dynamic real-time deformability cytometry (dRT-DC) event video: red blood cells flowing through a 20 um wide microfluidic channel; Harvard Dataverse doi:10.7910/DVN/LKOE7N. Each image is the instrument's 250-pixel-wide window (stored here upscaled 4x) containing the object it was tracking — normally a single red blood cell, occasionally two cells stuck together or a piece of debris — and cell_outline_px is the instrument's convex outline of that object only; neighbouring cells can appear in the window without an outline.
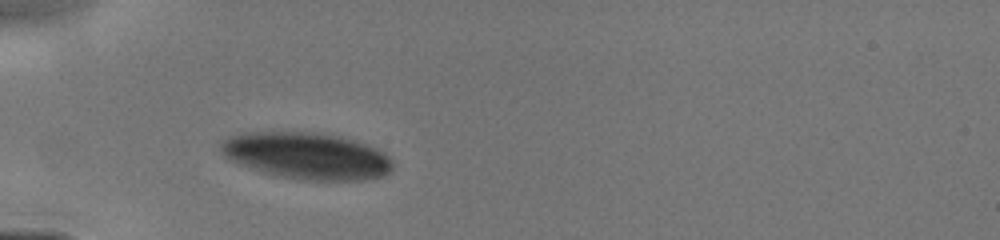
{"species": "human", "species_latin": "Homo sapiens", "temperature_condition": "cold", "stored_images_in_passage": 14, "camera_frame_rate_fps": 3000, "um_per_image_px": 0.085, "donor": {"sex": "male"}, "frame": {"image": 1, "passage_image": 1, "time_ms": 0.0, "image_size_px": [1000, 240], "cell_outline_px": [[392, 168], [384, 176], [364, 180], [296, 180], [272, 176], [260, 172], [228, 160], [220, 152], [220, 144], [228, 136], [244, 132], [320, 132], [340, 136], [356, 140], [384, 152], [392, 160]], "centroid_in_image_um": [26.03, 13.25], "position_along_channel_um": 59.0, "area_um2": 47.51}}
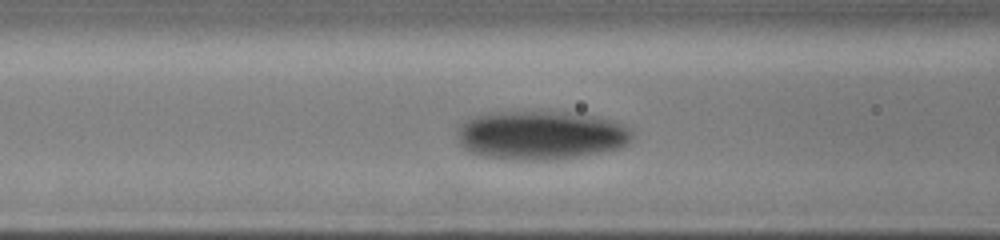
{"frame": {"image": 2, "passage_image": 8, "time_ms": 1.667, "image_size_px": [1000, 240], "cell_outline_px": [[632, 140], [628, 144], [620, 148], [580, 156], [548, 160], [516, 160], [484, 156], [468, 152], [460, 144], [456, 136], [456, 124], [472, 116], [492, 112], [540, 108], [572, 112], [596, 116], [616, 120], [624, 124], [632, 132]], "centroid_in_image_um": [45.93, 11.44], "position_along_channel_um": 120.7, "area_um2": 51.73}}
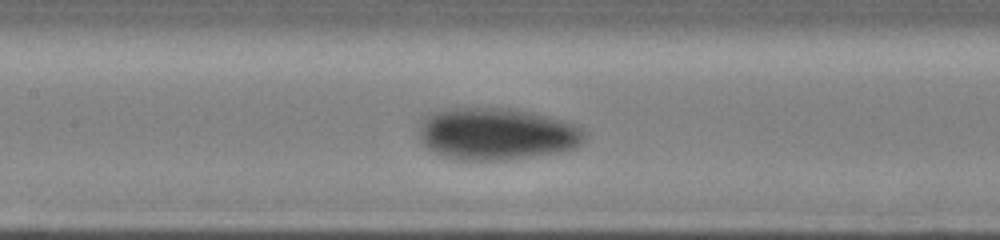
{"frame": {"image": 3, "passage_image": 12, "time_ms": 2.667, "image_size_px": [1000, 240], "cell_outline_px": [[588, 136], [576, 148], [556, 152], [508, 160], [456, 160], [432, 152], [420, 140], [420, 120], [424, 116], [432, 112], [444, 108], [512, 108], [532, 112], [564, 120], [576, 124], [588, 132]], "centroid_in_image_um": [42.22, 11.37], "position_along_channel_um": 165.2, "area_um2": 50.92}}